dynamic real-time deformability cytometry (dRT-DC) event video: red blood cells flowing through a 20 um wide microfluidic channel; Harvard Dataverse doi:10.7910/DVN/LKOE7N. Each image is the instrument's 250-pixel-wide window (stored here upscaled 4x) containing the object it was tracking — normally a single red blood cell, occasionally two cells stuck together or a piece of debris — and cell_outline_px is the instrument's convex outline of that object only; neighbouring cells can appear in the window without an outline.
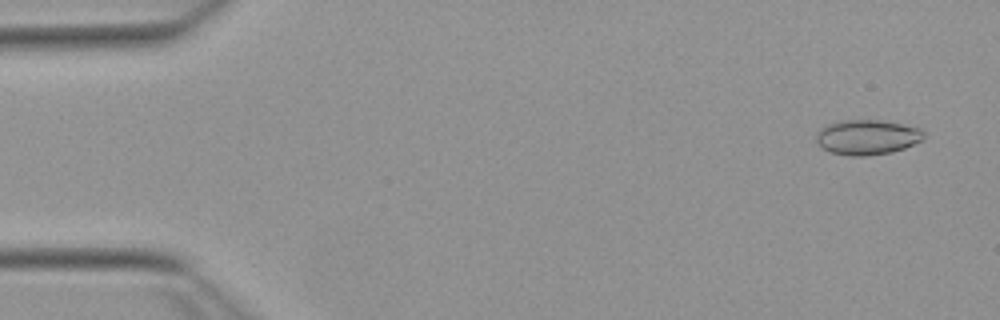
{"species": "Egyptian fruit bat (a non-hibernating species)", "species_latin": "Rousettus aegyptiacus", "temperature_condition": "warm", "stored_images_in_passage": 53, "camera_frame_rate_fps": 3000, "um_per_image_px": 0.085, "animal": {"sex": "female"}, "frame": {"image": 1, "passage_image": 3, "time_ms": 0.667, "image_size_px": [1000, 320], "cell_outline_px": [[924, 140], [904, 148], [892, 152], [868, 156], [848, 156], [828, 152], [820, 148], [816, 140], [816, 132], [820, 128], [828, 124], [840, 120], [888, 120], [920, 128], [924, 132]], "centroid_in_image_um": [73.7, 11.66], "position_along_channel_um": 11.3, "area_um2": 22.48}}
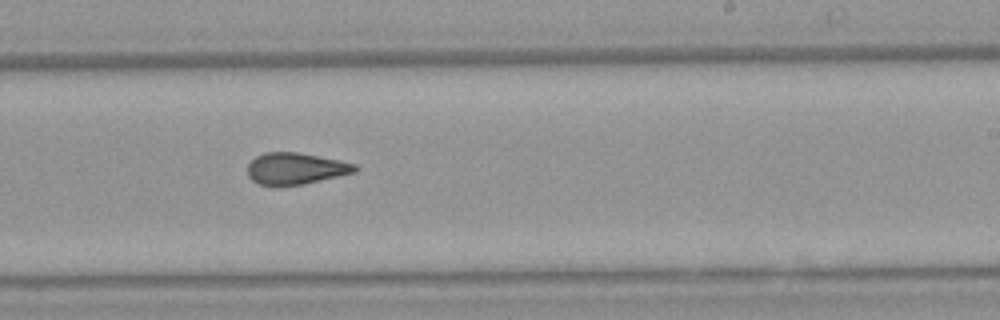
{"frame": {"image": 2, "passage_image": 32, "time_ms": 10.333, "image_size_px": [1000, 320], "cell_outline_px": [[360, 168], [356, 172], [304, 184], [260, 184], [252, 180], [248, 176], [248, 164], [256, 156], [264, 152], [296, 152], [340, 160], [356, 164]], "centroid_in_image_um": [25.16, 14.3], "position_along_channel_um": 263.8, "area_um2": 19.54}}
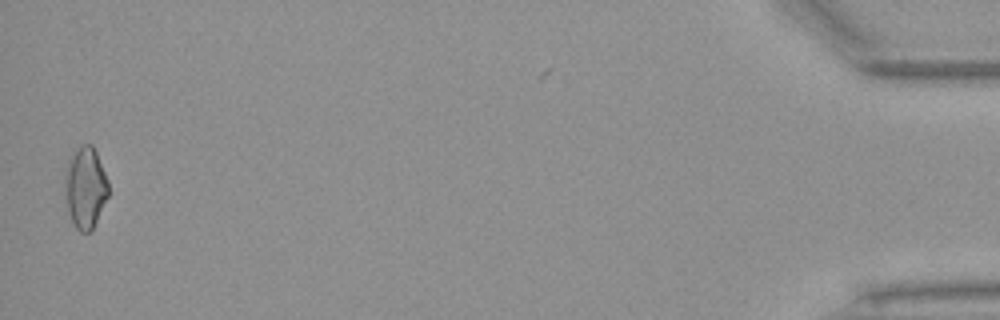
{"frame": {"image": 3, "passage_image": 52, "time_ms": 17.0, "image_size_px": [1000, 320], "cell_outline_px": [[108, 196], [92, 232], [80, 232], [76, 228], [68, 212], [64, 172], [68, 156], [80, 144], [92, 144], [96, 152], [108, 180]], "centroid_in_image_um": [7.25, 15.92], "position_along_channel_um": 428.0, "area_um2": 20.87}, "authors_computed_cell_mechanics": {"area_um2": 20.1722, "velocity_mm_per_s": 3.8908, "shape_relaxation_time_tau1_ms": 8.9276, "shape_relaxation_time_tau2_ms": 2.3026, "deformation_change_tau1": 0.1964, "deformation_change_tau2": 0.0865}}